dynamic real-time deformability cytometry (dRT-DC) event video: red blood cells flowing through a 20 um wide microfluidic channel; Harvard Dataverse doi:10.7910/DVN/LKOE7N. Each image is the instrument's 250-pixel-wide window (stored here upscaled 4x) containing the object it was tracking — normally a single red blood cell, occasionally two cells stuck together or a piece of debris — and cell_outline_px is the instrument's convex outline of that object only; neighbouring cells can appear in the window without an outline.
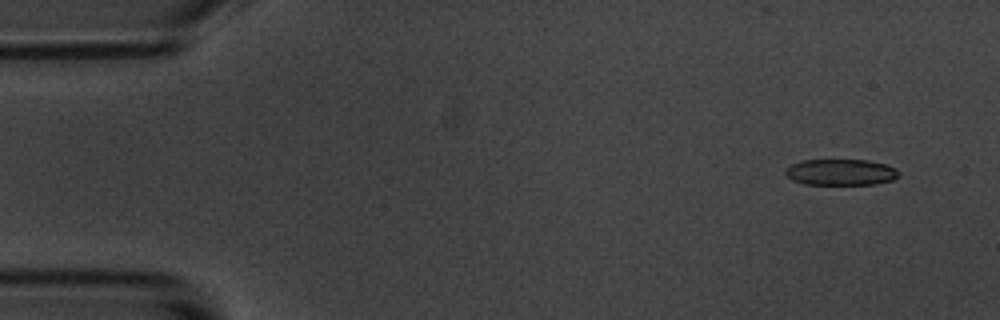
{"species": "common noctule bat (a hibernating species)", "species_latin": "Nyctalus noctula", "temperature_condition": "room temperature", "stored_images_in_passage": 8, "camera_frame_rate_fps": 3000, "um_per_image_px": 0.085, "animal": {"sex": "male", "body_mass_g": 20.1, "forearm_length_mm": 53.5}, "frame": {"image": 1, "passage_image": 1, "time_ms": 0.0, "image_size_px": [1000, 320], "cell_outline_px": [[896, 176], [892, 180], [876, 184], [804, 184], [792, 180], [784, 172], [792, 164], [804, 160], [868, 160], [884, 164], [896, 168]], "centroid_in_image_um": [71.44, 14.64], "position_along_channel_um": 13.6, "area_um2": 16.99}}
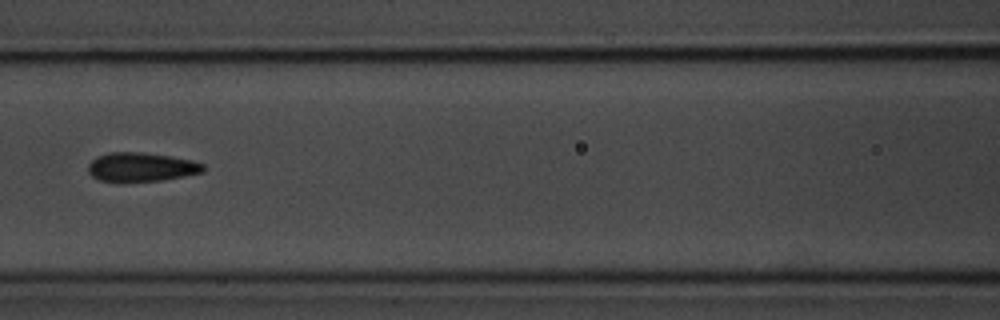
{"frame": {"image": 2, "passage_image": 7, "time_ms": 7.0, "image_size_px": [1000, 320], "cell_outline_px": [[204, 172], [160, 180], [124, 184], [100, 180], [92, 176], [88, 172], [88, 164], [96, 156], [108, 152], [140, 152], [168, 156], [192, 160], [204, 164]], "centroid_in_image_um": [11.94, 14.22], "position_along_channel_um": 154.7, "area_um2": 19.83}}
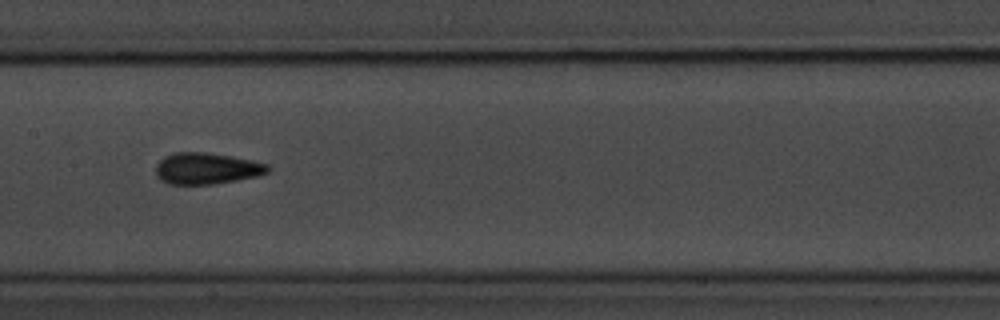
{"frame": {"image": 3, "passage_image": 8, "time_ms": 8.0, "image_size_px": [1000, 320], "cell_outline_px": [[272, 168], [268, 172], [256, 176], [236, 180], [212, 184], [168, 184], [160, 180], [156, 176], [156, 164], [164, 156], [176, 152], [204, 152], [228, 156], [268, 164]], "centroid_in_image_um": [17.52, 14.32], "position_along_channel_um": 189.9, "area_um2": 20.35}}